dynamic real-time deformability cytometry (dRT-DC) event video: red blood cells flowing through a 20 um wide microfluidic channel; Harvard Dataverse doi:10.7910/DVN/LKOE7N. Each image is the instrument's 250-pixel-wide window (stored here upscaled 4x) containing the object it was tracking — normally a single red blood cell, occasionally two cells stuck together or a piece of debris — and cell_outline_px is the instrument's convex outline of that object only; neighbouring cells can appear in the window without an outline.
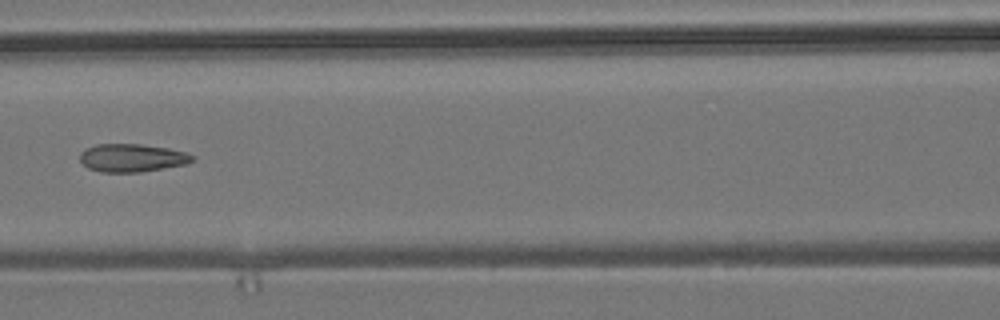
{"species": "common noctule bat (a hibernating species)", "species_latin": "Nyctalus noctula", "temperature_condition": "room temperature", "stored_images_in_passage": 10, "camera_frame_rate_fps": 3000, "um_per_image_px": 0.085, "animal": {"sex": "male", "body_mass_g": 19.2, "forearm_length_mm": 51.8}, "frame": {"image": 1, "passage_image": 7, "time_ms": 2.0, "image_size_px": [1000, 320], "cell_outline_px": [[196, 160], [184, 164], [140, 172], [100, 172], [88, 168], [80, 160], [80, 152], [84, 148], [96, 144], [140, 144], [168, 148], [184, 152], [196, 156]], "centroid_in_image_um": [11.2, 13.41], "position_along_channel_um": 155.4, "area_um2": 18.38}}
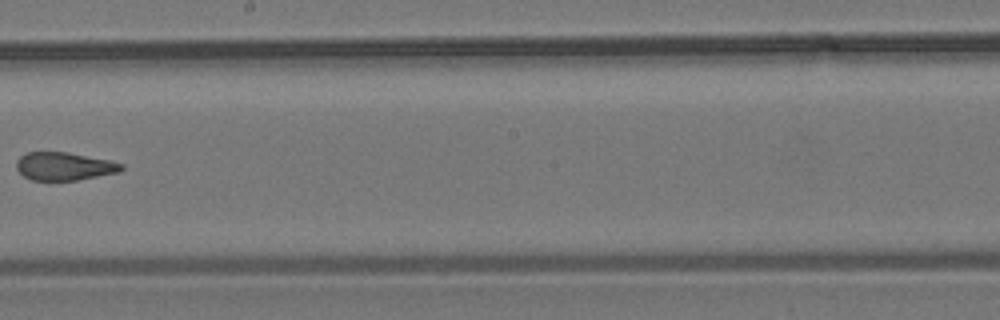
{"frame": {"image": 2, "passage_image": 9, "time_ms": 2.667, "image_size_px": [1000, 320], "cell_outline_px": [[124, 168], [120, 172], [76, 180], [32, 180], [24, 176], [16, 168], [16, 160], [24, 152], [68, 152], [108, 160], [124, 164]], "centroid_in_image_um": [5.44, 14.13], "position_along_channel_um": 242.8, "area_um2": 17.17}}
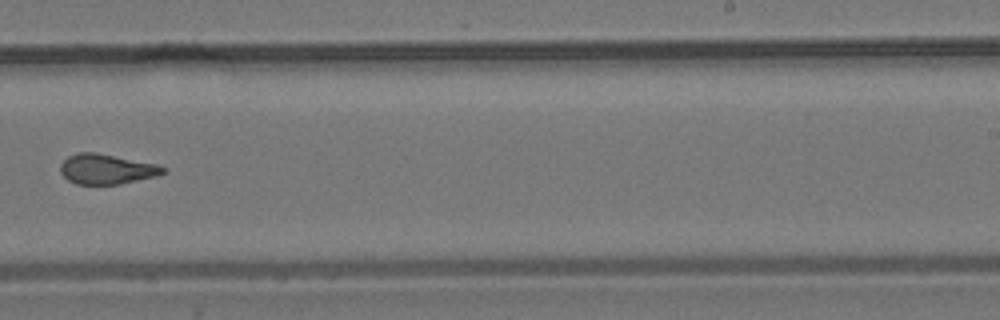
{"frame": {"image": 3, "passage_image": 10, "time_ms": 3.0, "image_size_px": [1000, 320], "cell_outline_px": [[164, 172], [156, 176], [120, 184], [76, 184], [68, 180], [60, 172], [60, 164], [68, 156], [76, 152], [96, 152], [156, 164], [164, 168]], "centroid_in_image_um": [9.01, 14.37], "position_along_channel_um": 280.0, "area_um2": 17.86}}